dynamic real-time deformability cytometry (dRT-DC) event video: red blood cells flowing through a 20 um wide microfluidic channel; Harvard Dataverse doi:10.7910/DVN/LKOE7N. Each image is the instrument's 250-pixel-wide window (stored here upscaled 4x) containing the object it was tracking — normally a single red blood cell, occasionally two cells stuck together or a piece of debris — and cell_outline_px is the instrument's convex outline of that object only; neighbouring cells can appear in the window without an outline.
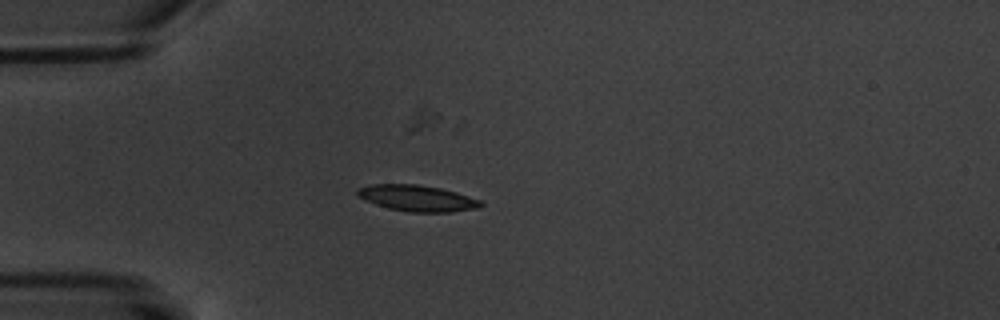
{"species": "common noctule bat (a hibernating species)", "species_latin": "Nyctalus noctula", "temperature_condition": "warm", "stored_images_in_passage": 4, "camera_frame_rate_fps": 3000, "um_per_image_px": 0.085, "animal": {"sex": "male", "body_mass_g": 20.1, "forearm_length_mm": 53.5}, "frame": {"image": 1, "passage_image": 2, "time_ms": 1.0, "image_size_px": [1000, 320], "cell_outline_px": [[484, 204], [480, 208], [452, 212], [412, 212], [388, 208], [376, 204], [356, 196], [356, 188], [372, 184], [416, 184], [440, 188], [456, 192], [480, 200]], "centroid_in_image_um": [35.46, 16.84], "position_along_channel_um": 49.5, "area_um2": 18.84}}